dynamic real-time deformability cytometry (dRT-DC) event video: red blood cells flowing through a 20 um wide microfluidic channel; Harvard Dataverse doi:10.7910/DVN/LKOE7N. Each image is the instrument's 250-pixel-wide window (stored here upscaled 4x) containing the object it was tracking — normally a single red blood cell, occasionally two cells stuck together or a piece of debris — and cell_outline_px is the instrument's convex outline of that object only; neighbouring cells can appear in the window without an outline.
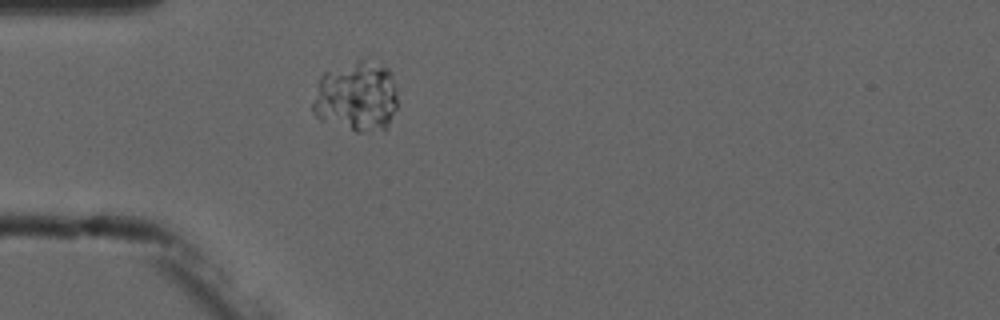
{"species": "common noctule bat (a hibernating species)", "species_latin": "Nyctalus noctula", "temperature_condition": "cold", "stored_images_in_passage": 1, "camera_frame_rate_fps": 3000, "um_per_image_px": 0.085, "animal": {"sex": "male", "forearm_length_mm": 52.5}, "frame": {"image": 1, "passage_image": 1, "time_ms": 0.0, "image_size_px": [1000, 320], "cell_outline_px": [[396, 108], [388, 128], [360, 132], [356, 132], [320, 120], [312, 112], [312, 104], [316, 84], [320, 76], [324, 72], [360, 60], [388, 68], [392, 72], [396, 88]], "centroid_in_image_um": [30.28, 8.24], "position_along_channel_um": 54.7, "area_um2": 34.8}}